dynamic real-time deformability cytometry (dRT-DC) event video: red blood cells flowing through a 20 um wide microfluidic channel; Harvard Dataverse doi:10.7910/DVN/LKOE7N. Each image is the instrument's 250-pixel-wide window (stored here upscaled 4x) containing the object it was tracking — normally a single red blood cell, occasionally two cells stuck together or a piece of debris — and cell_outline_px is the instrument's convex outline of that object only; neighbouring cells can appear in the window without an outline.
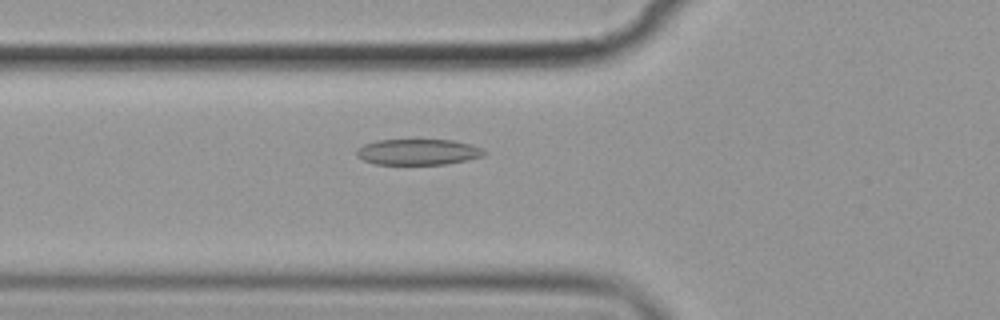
{"species": "common noctule bat (a hibernating species)", "species_latin": "Nyctalus noctula", "temperature_condition": "cold", "stored_images_in_passage": 49, "camera_frame_rate_fps": 3000, "um_per_image_px": 0.085, "animal": {"sex": "female", "body_mass_g": 19.9}, "frame": {"image": 1, "passage_image": 13, "time_ms": 4.0, "image_size_px": [1000, 320], "cell_outline_px": [[488, 152], [484, 156], [468, 160], [448, 164], [376, 164], [364, 160], [356, 156], [356, 148], [364, 144], [376, 140], [452, 140], [472, 144], [484, 148]], "centroid_in_image_um": [35.58, 12.91], "position_along_channel_um": 90.2, "area_um2": 19.48}}
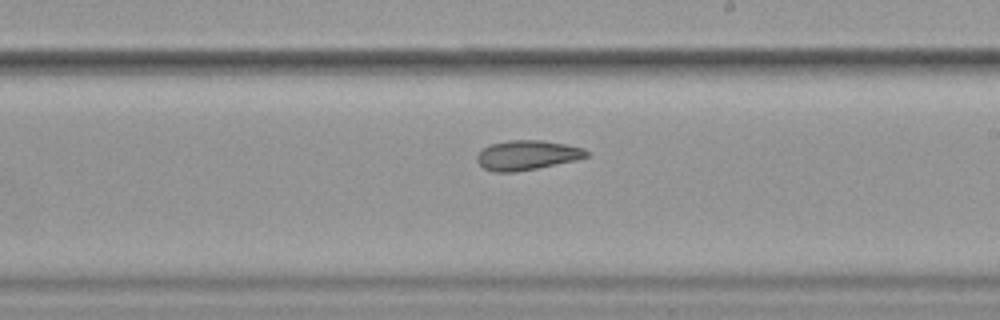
{"frame": {"image": 2, "passage_image": 26, "time_ms": 8.333, "image_size_px": [1000, 320], "cell_outline_px": [[592, 152], [588, 156], [576, 160], [516, 172], [496, 172], [484, 168], [476, 160], [476, 156], [484, 148], [492, 144], [508, 140], [540, 140], [564, 144], [584, 148]], "centroid_in_image_um": [44.83, 13.19], "position_along_channel_um": 244.2, "area_um2": 18.79}}
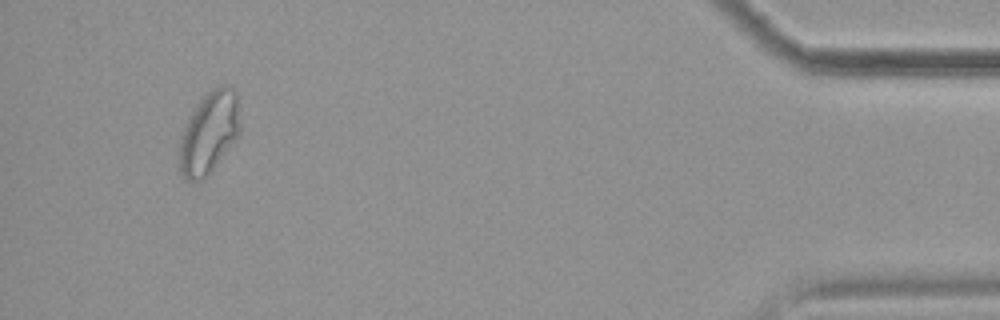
{"frame": {"image": 3, "passage_image": 46, "time_ms": 15.0, "image_size_px": [1000, 320], "cell_outline_px": [[240, 132], [208, 176], [200, 180], [188, 180], [180, 172], [176, 156], [180, 136], [184, 124], [188, 116], [196, 104], [212, 88], [220, 84], [228, 84], [236, 92], [240, 120]], "centroid_in_image_um": [17.72, 11.27], "position_along_channel_um": 417.5, "area_um2": 29.54}, "authors_computed_cell_mechanics": {"area_um2": 20.23, "velocity_mm_per_s": 3.5447, "shape_relaxation_time_tau1_ms": 5.5669, "shape_relaxation_time_tau2_ms": 4.0179, "deformation_change_tau1": 0.1279, "deformation_change_tau2": 0.105}}